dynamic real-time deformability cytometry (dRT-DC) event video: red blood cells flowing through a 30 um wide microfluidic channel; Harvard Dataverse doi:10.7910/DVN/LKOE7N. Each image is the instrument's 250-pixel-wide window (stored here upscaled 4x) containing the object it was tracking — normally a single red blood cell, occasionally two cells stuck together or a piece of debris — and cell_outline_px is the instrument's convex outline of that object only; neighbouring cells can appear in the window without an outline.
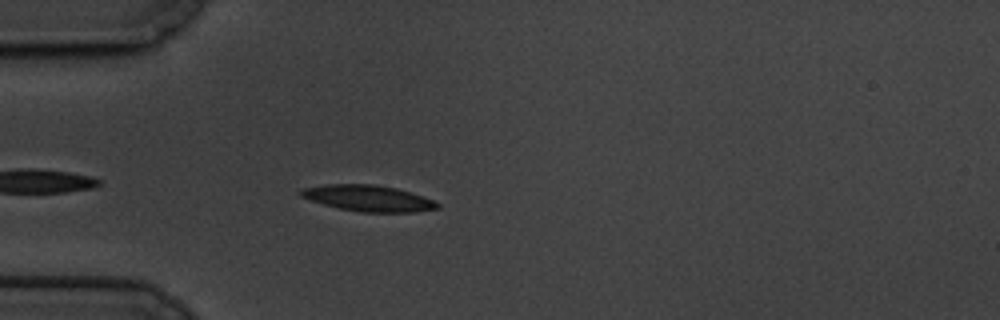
{"species": "common noctule bat (a hibernating species)", "species_latin": "Nyctalus noctula", "temperature_condition": "cold", "stored_images_in_passage": 20, "camera_frame_rate_fps": 3000, "um_per_image_px": 0.085, "animal": {"sex": "male", "body_mass_g": 19.5, "forearm_length_mm": 54.6}, "frame": {"image": 1, "passage_image": 4, "time_ms": 1.0, "image_size_px": [1000, 320], "cell_outline_px": [[440, 208], [416, 212], [360, 212], [340, 208], [324, 204], [300, 196], [300, 188], [324, 184], [376, 184], [396, 188], [432, 200], [440, 204]], "centroid_in_image_um": [31.28, 16.84], "position_along_channel_um": 53.7, "area_um2": 20.63}}
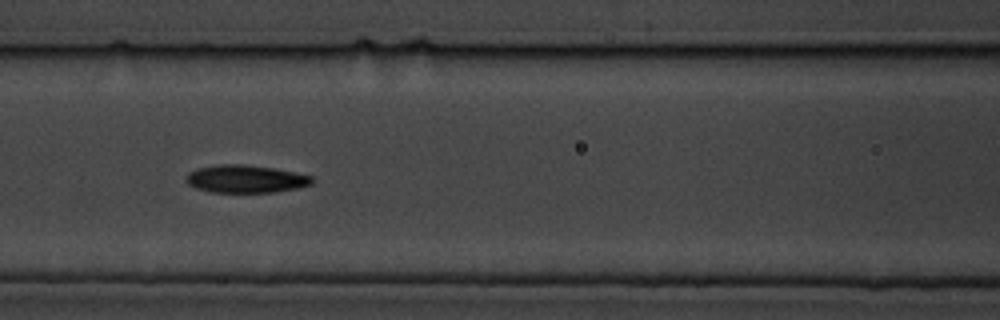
{"frame": {"image": 2, "passage_image": 13, "time_ms": 4.0, "image_size_px": [1000, 320], "cell_outline_px": [[316, 180], [312, 184], [296, 188], [276, 192], [212, 192], [196, 188], [188, 184], [184, 180], [184, 176], [188, 172], [200, 168], [220, 164], [244, 164], [272, 168], [296, 172], [312, 176]], "centroid_in_image_um": [20.88, 15.21], "position_along_channel_um": 145.7, "area_um2": 20.46}}
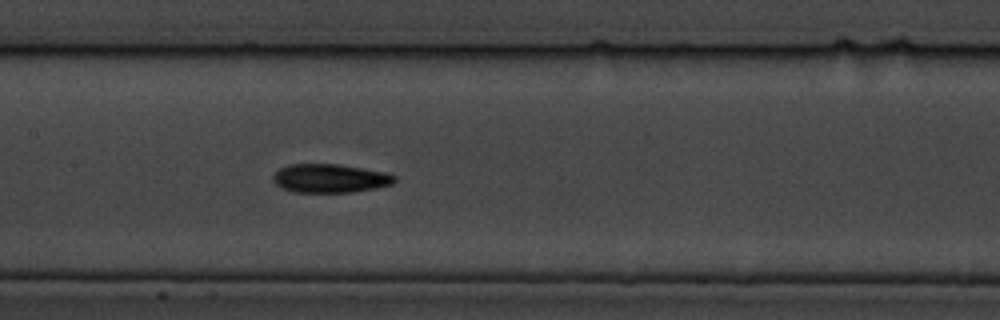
{"frame": {"image": 3, "passage_image": 16, "time_ms": 5.0, "image_size_px": [1000, 320], "cell_outline_px": [[396, 180], [392, 184], [376, 188], [352, 192], [292, 192], [280, 188], [272, 180], [272, 176], [280, 168], [288, 164], [336, 164], [392, 172], [396, 176]], "centroid_in_image_um": [28.07, 15.15], "position_along_channel_um": 179.3, "area_um2": 20.63}}